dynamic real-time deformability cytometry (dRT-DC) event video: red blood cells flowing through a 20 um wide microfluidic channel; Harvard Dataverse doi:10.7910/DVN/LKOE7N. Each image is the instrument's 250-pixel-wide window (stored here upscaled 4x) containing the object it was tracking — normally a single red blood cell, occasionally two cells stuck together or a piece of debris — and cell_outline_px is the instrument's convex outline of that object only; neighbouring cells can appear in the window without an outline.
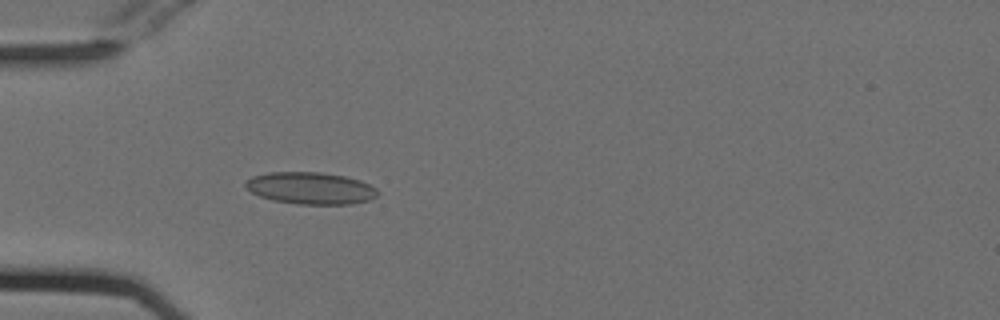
{"species": "Egyptian fruit bat (a non-hibernating species)", "species_latin": "Rousettus aegyptiacus", "temperature_condition": "cold", "stored_images_in_passage": 54, "camera_frame_rate_fps": 3000, "um_per_image_px": 0.085, "animal": {"sex": "female"}, "frame": {"image": 1, "passage_image": 17, "time_ms": 5.333, "image_size_px": [1000, 320], "cell_outline_px": [[380, 192], [376, 196], [368, 200], [352, 204], [296, 204], [272, 200], [260, 196], [244, 188], [244, 180], [252, 176], [268, 172], [320, 172], [344, 176], [360, 180], [376, 188]], "centroid_in_image_um": [26.36, 15.99], "position_along_channel_um": 58.6, "area_um2": 24.8}}
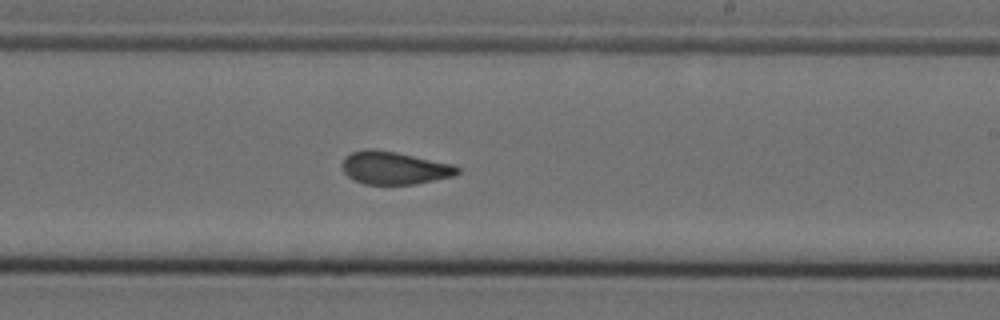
{"frame": {"image": 2, "passage_image": 33, "time_ms": 10.667, "image_size_px": [1000, 320], "cell_outline_px": [[460, 172], [452, 176], [416, 184], [364, 184], [348, 176], [344, 172], [344, 160], [352, 152], [368, 148], [372, 148], [396, 152], [452, 164], [460, 168]], "centroid_in_image_um": [33.54, 14.27], "position_along_channel_um": 255.5, "area_um2": 21.68}}
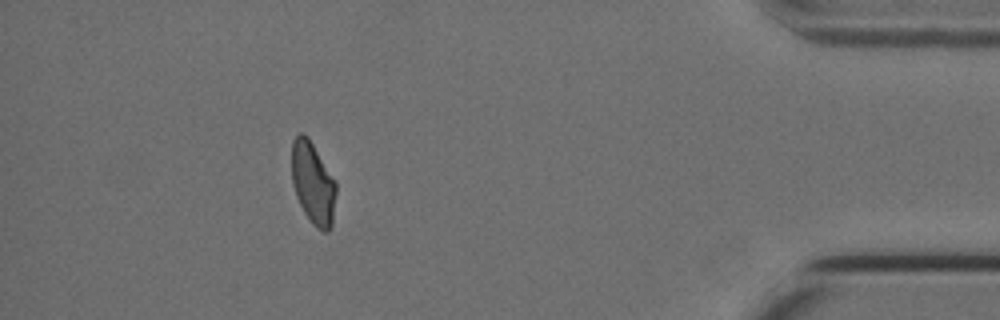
{"frame": {"image": 3, "passage_image": 49, "time_ms": 16.0, "image_size_px": [1000, 320], "cell_outline_px": [[336, 192], [332, 224], [328, 232], [324, 232], [316, 228], [312, 224], [304, 212], [296, 196], [292, 184], [292, 140], [300, 132], [304, 132], [308, 136], [336, 180]], "centroid_in_image_um": [26.6, 15.55], "position_along_channel_um": 408.6, "area_um2": 21.5}, "authors_computed_cell_mechanics": {"area_um2": 22.4264, "velocity_mm_per_s": 3.7879, "shape_relaxation_time_tau1_ms": null, "shape_relaxation_time_tau2_ms": 1.3406, "deformation_change_tau1": null, "deformation_change_tau2": 0.0766}}